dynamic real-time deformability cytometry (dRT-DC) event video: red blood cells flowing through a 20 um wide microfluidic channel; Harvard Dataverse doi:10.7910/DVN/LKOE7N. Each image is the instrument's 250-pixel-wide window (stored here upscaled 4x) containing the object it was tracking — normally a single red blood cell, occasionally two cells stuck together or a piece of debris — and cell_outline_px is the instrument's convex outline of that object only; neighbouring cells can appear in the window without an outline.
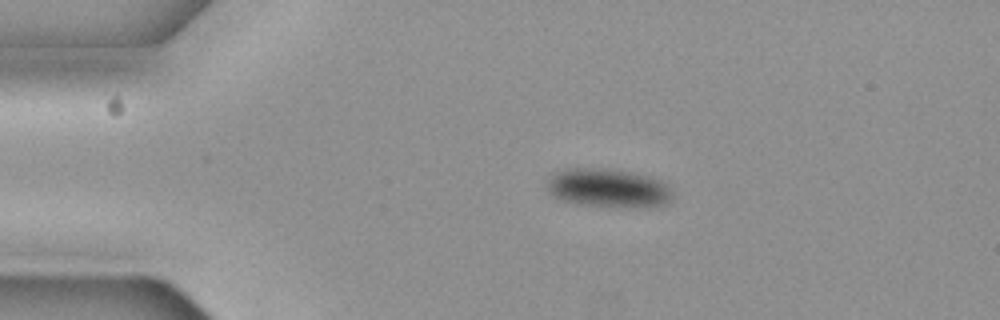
{"species": "common noctule bat (a hibernating species)", "species_latin": "Nyctalus noctula", "temperature_condition": "cold", "stored_images_in_passage": 46, "camera_frame_rate_fps": 3000, "um_per_image_px": 0.085, "animal": {"sex": "female", "body_mass_g": 19.3, "forearm_length_mm": 54.1}, "frame": {"image": 1, "passage_image": 1, "time_ms": 0.0, "image_size_px": [1000, 320], "cell_outline_px": [[672, 196], [664, 204], [640, 208], [580, 204], [564, 200], [556, 196], [548, 188], [548, 180], [552, 172], [572, 168], [580, 168], [628, 172], [656, 180], [664, 184], [672, 192]], "centroid_in_image_um": [51.66, 16.01], "position_along_channel_um": 33.3, "area_um2": 27.17}}
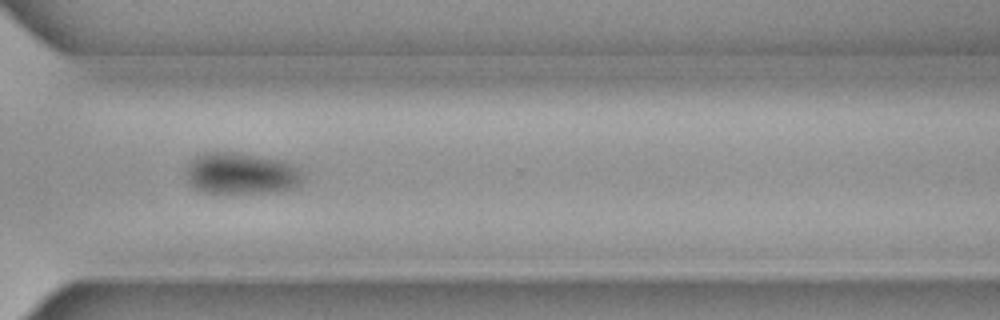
{"frame": {"image": 2, "passage_image": 31, "time_ms": 10.0, "image_size_px": [1000, 320], "cell_outline_px": [[304, 180], [300, 184], [292, 188], [280, 192], [224, 196], [216, 196], [200, 192], [188, 180], [188, 164], [196, 156], [204, 152], [232, 152], [280, 160], [296, 164], [304, 176]], "centroid_in_image_um": [20.53, 14.82], "position_along_channel_um": 350.1, "area_um2": 29.3}}
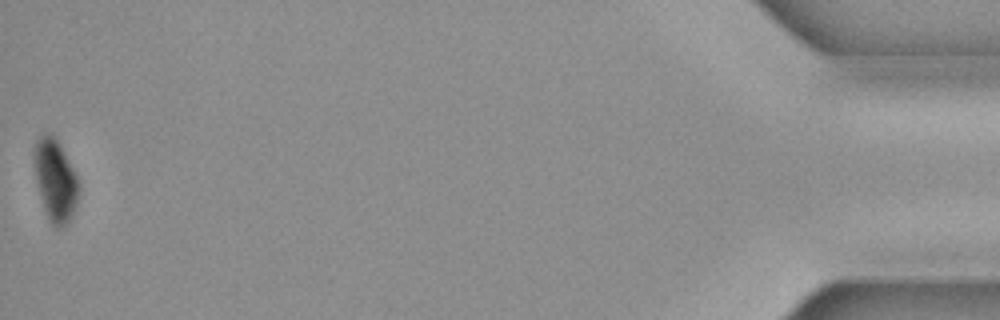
{"frame": {"image": 3, "passage_image": 46, "time_ms": 15.0, "image_size_px": [1000, 320], "cell_outline_px": [[80, 192], [72, 216], [60, 228], [56, 228], [48, 220], [44, 208], [36, 176], [36, 140], [44, 132], [52, 136], [56, 140], [76, 176], [80, 188]], "centroid_in_image_um": [4.73, 15.39], "position_along_channel_um": 430.5, "area_um2": 20.17}, "authors_computed_cell_mechanics": {"area_um2": 29.2757, "velocity_mm_per_s": 3.6659, "shape_relaxation_time_tau1_ms": 1.4982, "shape_relaxation_time_tau2_ms": null, "deformation_change_tau1": 0.0541, "deformation_change_tau2": null}}